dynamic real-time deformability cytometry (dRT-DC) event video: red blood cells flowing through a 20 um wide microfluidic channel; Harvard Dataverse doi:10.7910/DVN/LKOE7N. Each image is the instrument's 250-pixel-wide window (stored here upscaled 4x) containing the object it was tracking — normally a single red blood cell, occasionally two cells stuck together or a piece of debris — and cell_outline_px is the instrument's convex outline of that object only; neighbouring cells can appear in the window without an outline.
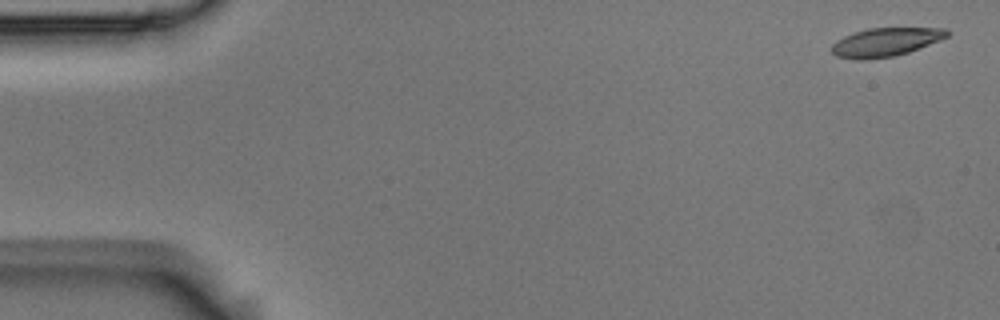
{"species": "Egyptian fruit bat (a non-hibernating species)", "species_latin": "Rousettus aegyptiacus", "temperature_condition": "room temperature", "stored_images_in_passage": 5, "camera_frame_rate_fps": 3000, "um_per_image_px": 0.085, "animal": {"sex": "male"}, "frame": {"image": 1, "passage_image": 1, "time_ms": 0.0, "image_size_px": [1000, 320], "cell_outline_px": [[948, 36], [940, 40], [908, 52], [892, 56], [864, 60], [856, 60], [836, 56], [832, 52], [832, 44], [836, 40], [844, 36], [868, 28], [948, 28]], "centroid_in_image_um": [75.25, 3.58], "position_along_channel_um": 9.7, "area_um2": 19.07}}
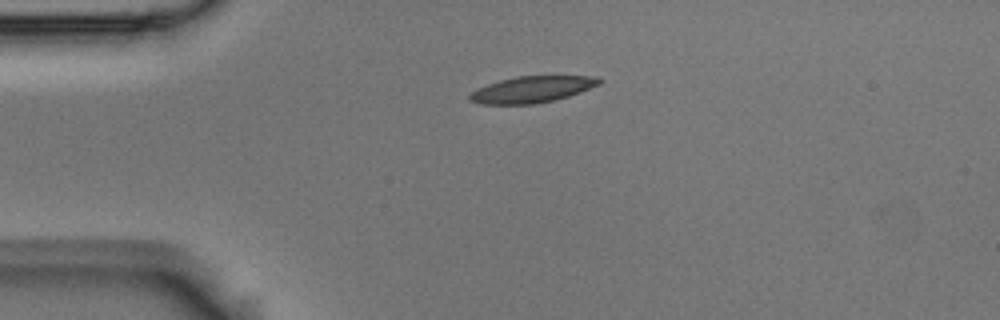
{"frame": {"image": 2, "passage_image": 4, "time_ms": 1.0, "image_size_px": [1000, 320], "cell_outline_px": [[604, 80], [600, 84], [580, 92], [556, 100], [532, 104], [480, 104], [468, 100], [468, 96], [476, 88], [500, 80], [516, 76], [588, 76]], "centroid_in_image_um": [45.19, 7.6], "position_along_channel_um": 39.8, "area_um2": 19.88}}